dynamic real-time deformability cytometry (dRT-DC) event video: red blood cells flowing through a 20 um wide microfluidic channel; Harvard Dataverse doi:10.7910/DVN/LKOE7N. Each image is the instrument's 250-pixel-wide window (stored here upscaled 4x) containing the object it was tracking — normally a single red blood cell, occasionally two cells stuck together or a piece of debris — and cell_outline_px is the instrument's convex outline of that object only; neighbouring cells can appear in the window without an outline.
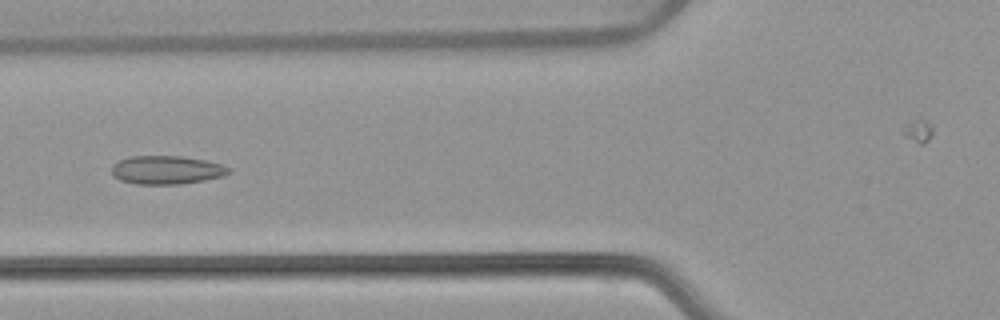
{"species": "common noctule bat (a hibernating species)", "species_latin": "Nyctalus noctula", "temperature_condition": "warm", "stored_images_in_passage": 55, "camera_frame_rate_fps": 3000, "um_per_image_px": 0.085, "animal": {"sex": "female", "body_mass_g": 22.7, "forearm_length_mm": 54.2}, "frame": {"image": 1, "passage_image": 21, "time_ms": 6.667, "image_size_px": [1000, 320], "cell_outline_px": [[232, 172], [224, 176], [204, 180], [180, 184], [136, 184], [120, 180], [112, 176], [112, 164], [120, 160], [132, 156], [184, 156], [204, 160], [220, 164], [232, 168]], "centroid_in_image_um": [14.17, 14.45], "position_along_channel_um": 111.6, "area_um2": 19.54}}
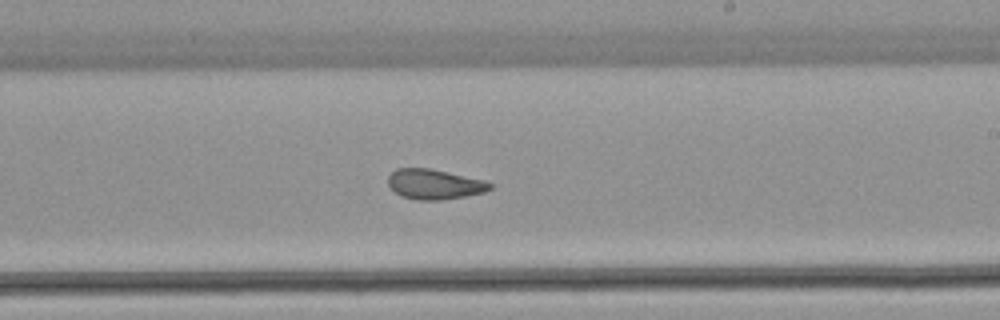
{"frame": {"image": 2, "passage_image": 32, "time_ms": 10.333, "image_size_px": [1000, 320], "cell_outline_px": [[492, 188], [484, 192], [464, 196], [440, 200], [416, 200], [400, 196], [388, 184], [388, 176], [396, 168], [428, 168], [484, 180], [492, 184]], "centroid_in_image_um": [36.9, 15.66], "position_along_channel_um": 252.1, "area_um2": 17.69}}
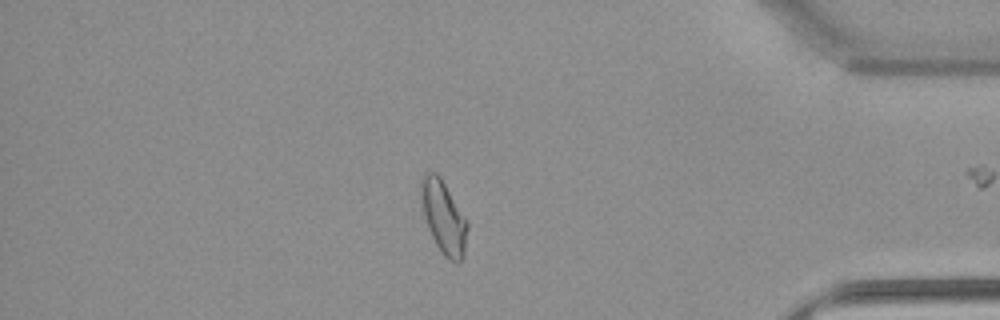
{"frame": {"image": 3, "passage_image": 46, "time_ms": 15.0, "image_size_px": [1000, 320], "cell_outline_px": [[468, 228], [464, 256], [456, 264], [444, 256], [436, 244], [428, 228], [424, 216], [420, 184], [420, 180], [424, 172], [436, 172], [440, 176], [468, 220]], "centroid_in_image_um": [37.73, 18.45], "position_along_channel_um": 397.5, "area_um2": 19.77}, "authors_computed_cell_mechanics": {"area_um2": 19.1318, "velocity_mm_per_s": 3.8333, "shape_relaxation_time_tau1_ms": null, "shape_relaxation_time_tau2_ms": 1.8226, "deformation_change_tau1": null, "deformation_change_tau2": 0.0889}}